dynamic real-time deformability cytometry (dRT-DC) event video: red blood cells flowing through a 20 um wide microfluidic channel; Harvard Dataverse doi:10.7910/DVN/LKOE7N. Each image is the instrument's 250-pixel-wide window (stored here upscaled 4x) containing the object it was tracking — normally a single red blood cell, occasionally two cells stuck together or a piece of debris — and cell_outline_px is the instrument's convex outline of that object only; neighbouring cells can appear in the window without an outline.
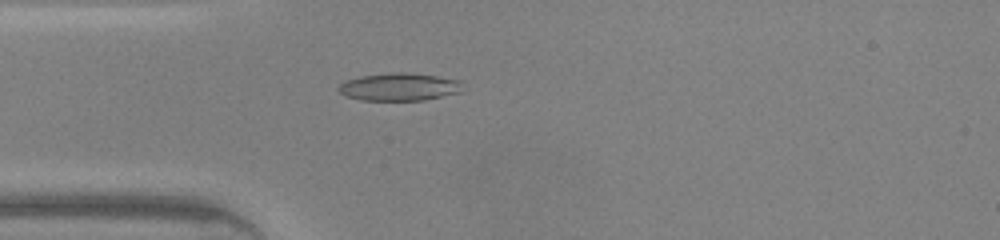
{"species": "common noctule bat (a hibernating species)", "species_latin": "Nyctalus noctula", "temperature_condition": "warm", "stored_images_in_passage": 35, "camera_frame_rate_fps": 3000, "um_per_image_px": 0.085, "animal": {"sex": "male", "body_mass_g": 20.0, "forearm_length_mm": 53.3}, "frame": {"image": 1, "passage_image": 2, "time_ms": 0.333, "image_size_px": [1000, 240], "cell_outline_px": [[460, 92], [424, 100], [360, 100], [344, 96], [336, 88], [344, 80], [360, 76], [392, 72], [404, 72], [436, 76], [460, 80]], "centroid_in_image_um": [33.86, 7.38], "position_along_channel_um": 51.1, "area_um2": 20.0}}
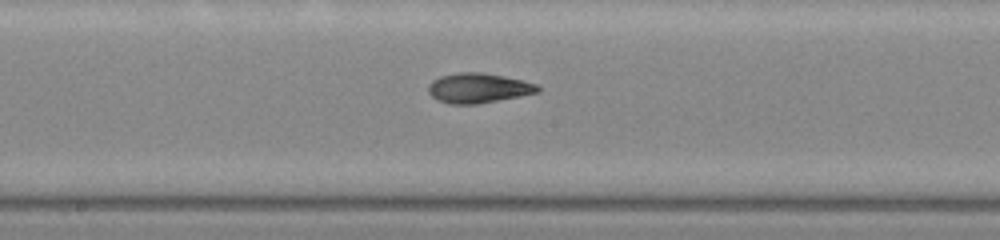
{"frame": {"image": 2, "passage_image": 13, "time_ms": 4.0, "image_size_px": [1000, 240], "cell_outline_px": [[540, 92], [520, 96], [476, 104], [448, 104], [436, 100], [428, 92], [428, 84], [432, 80], [440, 76], [460, 72], [480, 72], [504, 76], [536, 84], [540, 88]], "centroid_in_image_um": [40.62, 7.49], "position_along_channel_um": 207.6, "area_um2": 19.02}}
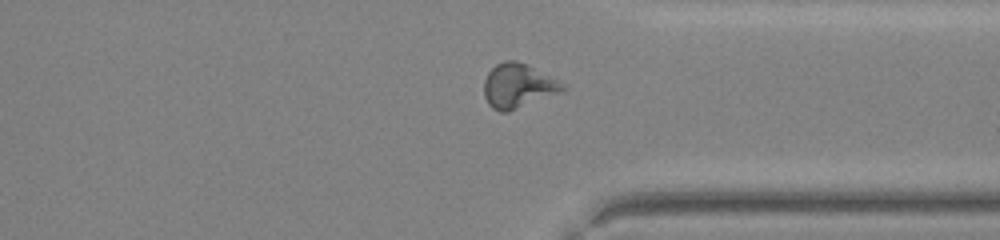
{"frame": {"image": 3, "passage_image": 24, "time_ms": 7.667, "image_size_px": [1000, 240], "cell_outline_px": [[564, 88], [560, 92], [508, 112], [500, 112], [492, 108], [488, 104], [484, 96], [484, 80], [488, 72], [496, 64], [504, 60], [516, 60], [528, 64], [560, 80], [564, 84]], "centroid_in_image_um": [44.02, 7.28], "position_along_channel_um": 367.4, "area_um2": 20.4}, "authors_computed_cell_mechanics": {"area_um2": 19.0162, "velocity_mm_per_s": 4.4218, "shape_relaxation_time_tau1_ms": 6.1204, "shape_relaxation_time_tau2_ms": 4.0337, "deformation_change_tau1": 0.16, "deformation_change_tau2": 0.1161}}